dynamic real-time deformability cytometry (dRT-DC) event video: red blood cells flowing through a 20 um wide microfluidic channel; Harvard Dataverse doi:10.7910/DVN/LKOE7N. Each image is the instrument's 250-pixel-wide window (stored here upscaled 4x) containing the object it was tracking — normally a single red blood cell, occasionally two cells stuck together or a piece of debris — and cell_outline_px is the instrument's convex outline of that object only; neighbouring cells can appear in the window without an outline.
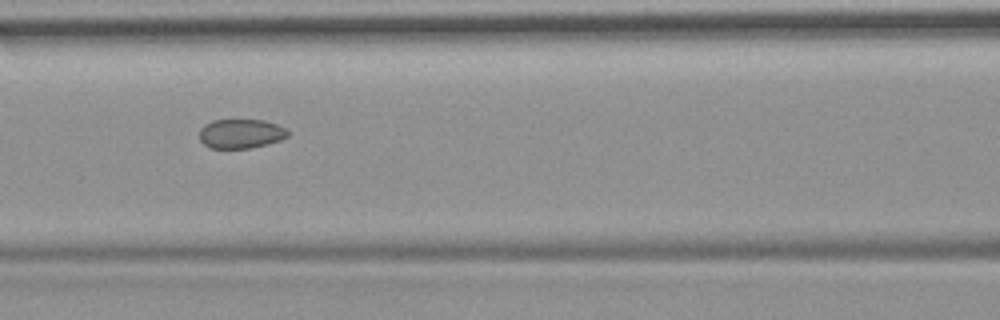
{"species": "common noctule bat (a hibernating species)", "species_latin": "Nyctalus noctula", "temperature_condition": "room temperature", "stored_images_in_passage": 11, "camera_frame_rate_fps": 3000, "um_per_image_px": 0.085, "animal": {"sex": "female", "body_mass_g": 19.9}, "frame": {"image": 1, "passage_image": 7, "time_ms": 7.667, "image_size_px": [1000, 320], "cell_outline_px": [[288, 136], [280, 140], [252, 148], [212, 148], [204, 144], [200, 140], [200, 128], [204, 124], [212, 120], [264, 120], [276, 124], [284, 128], [288, 132]], "centroid_in_image_um": [20.45, 11.36], "position_along_channel_um": 146.1, "area_um2": 15.03}}
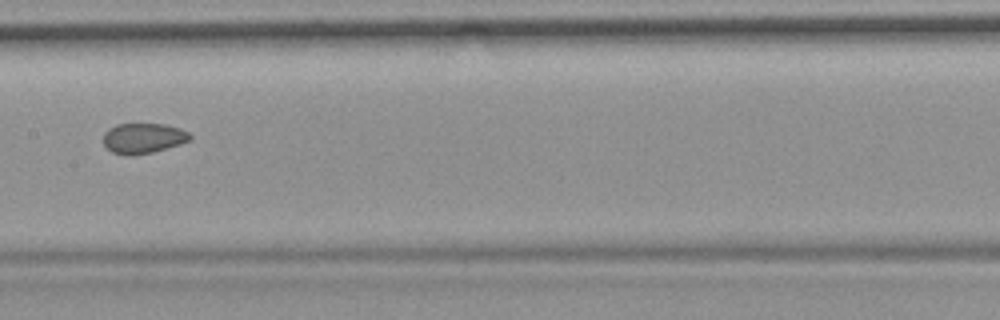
{"frame": {"image": 2, "passage_image": 8, "time_ms": 9.0, "image_size_px": [1000, 320], "cell_outline_px": [[192, 140], [180, 144], [152, 152], [132, 156], [112, 152], [104, 144], [104, 132], [108, 128], [116, 124], [164, 124], [180, 128], [188, 132], [192, 136]], "centroid_in_image_um": [12.19, 11.74], "position_along_channel_um": 195.2, "area_um2": 15.32}}